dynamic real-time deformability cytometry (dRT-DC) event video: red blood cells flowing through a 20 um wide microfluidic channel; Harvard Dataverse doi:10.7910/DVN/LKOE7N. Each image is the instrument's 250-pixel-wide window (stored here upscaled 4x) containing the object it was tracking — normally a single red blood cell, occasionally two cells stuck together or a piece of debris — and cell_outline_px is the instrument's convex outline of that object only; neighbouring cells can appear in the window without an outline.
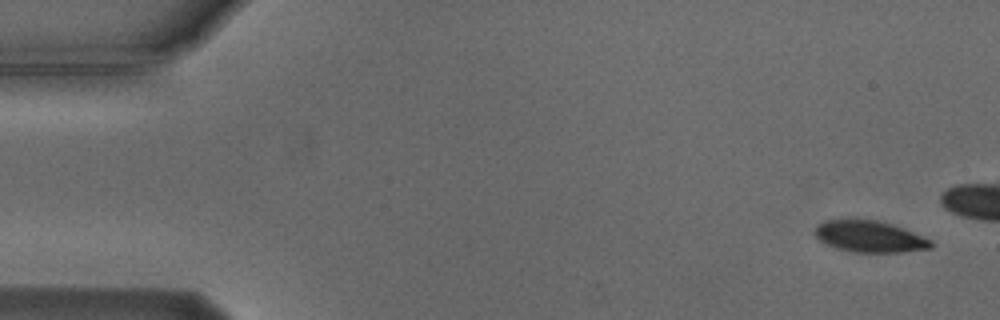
{"species": "Egyptian fruit bat (a non-hibernating species)", "species_latin": "Rousettus aegyptiacus", "temperature_condition": "cold", "stored_images_in_passage": 6, "camera_frame_rate_fps": 3000, "um_per_image_px": 0.085, "animal": {"sex": "male"}, "frame": {"image": 1, "passage_image": 1, "time_ms": 0.0, "image_size_px": [1000, 320], "cell_outline_px": [[932, 248], [904, 252], [852, 252], [836, 248], [820, 240], [812, 232], [824, 220], [876, 220], [892, 224], [932, 240]], "centroid_in_image_um": [73.93, 20.12], "position_along_channel_um": 11.1, "area_um2": 21.04}}